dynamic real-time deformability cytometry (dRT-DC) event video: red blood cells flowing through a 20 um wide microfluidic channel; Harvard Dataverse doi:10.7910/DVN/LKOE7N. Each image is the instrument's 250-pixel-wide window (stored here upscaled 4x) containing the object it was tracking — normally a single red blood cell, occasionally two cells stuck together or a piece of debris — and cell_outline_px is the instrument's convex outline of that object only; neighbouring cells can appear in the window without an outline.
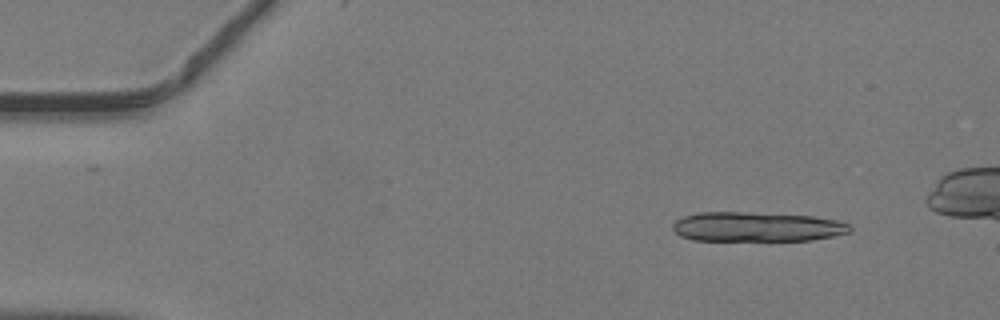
{"species": "common noctule bat (a hibernating species)", "species_latin": "Nyctalus noctula", "temperature_condition": "warm", "stored_images_in_passage": 18, "camera_frame_rate_fps": 3000, "um_per_image_px": 0.085, "animal": {"sex": "male", "body_mass_g": 19.2, "forearm_length_mm": 51.8}, "frame": {"image": 1, "passage_image": 5, "time_ms": 1.333, "image_size_px": [1000, 320], "cell_outline_px": [[852, 232], [812, 240], [692, 240], [680, 236], [672, 228], [672, 224], [676, 220], [684, 216], [696, 212], [748, 212], [812, 216], [836, 220], [848, 224], [852, 228]], "centroid_in_image_um": [64.31, 19.27], "position_along_channel_um": 20.7, "area_um2": 30.58}}